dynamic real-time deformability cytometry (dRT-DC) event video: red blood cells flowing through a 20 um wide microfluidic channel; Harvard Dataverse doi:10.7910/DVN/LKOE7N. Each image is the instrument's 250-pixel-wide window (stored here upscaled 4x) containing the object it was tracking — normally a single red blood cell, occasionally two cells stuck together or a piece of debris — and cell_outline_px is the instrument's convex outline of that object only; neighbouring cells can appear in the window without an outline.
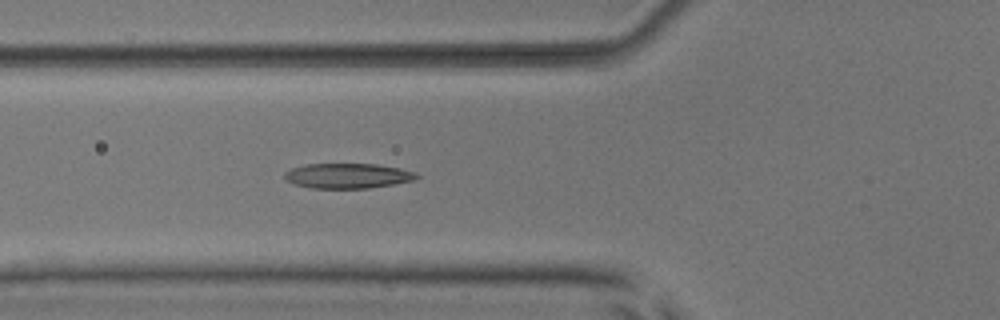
{"species": "common noctule bat (a hibernating species)", "species_latin": "Nyctalus noctula", "temperature_condition": "room temperature", "stored_images_in_passage": 4, "camera_frame_rate_fps": 3000, "um_per_image_px": 0.085, "animal": {"sex": "male", "body_mass_g": 17.9, "forearm_length_mm": 54.2}, "frame": {"image": 1, "passage_image": 4, "time_ms": 4.0, "image_size_px": [1000, 320], "cell_outline_px": [[420, 176], [412, 180], [392, 184], [368, 188], [312, 188], [296, 184], [284, 180], [284, 172], [292, 168], [304, 164], [376, 164], [400, 168], [416, 172]], "centroid_in_image_um": [29.53, 14.93], "position_along_channel_um": 96.3, "area_um2": 19.19}}